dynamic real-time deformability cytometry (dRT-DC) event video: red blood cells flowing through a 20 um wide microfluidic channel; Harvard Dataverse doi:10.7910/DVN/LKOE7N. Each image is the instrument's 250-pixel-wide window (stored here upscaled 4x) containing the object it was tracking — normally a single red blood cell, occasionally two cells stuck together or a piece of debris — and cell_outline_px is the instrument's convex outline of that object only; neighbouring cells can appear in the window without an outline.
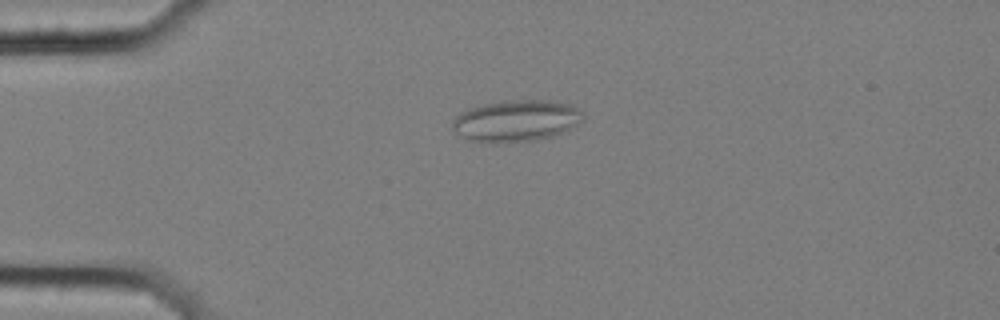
{"species": "common noctule bat (a hibernating species)", "species_latin": "Nyctalus noctula", "temperature_condition": "cold", "stored_images_in_passage": 3, "camera_frame_rate_fps": 3000, "um_per_image_px": 0.085, "animal": {"sex": "female", "body_mass_g": 25.1}, "frame": {"image": 1, "passage_image": 1, "time_ms": 0.0, "image_size_px": [1000, 320], "cell_outline_px": [[584, 120], [556, 136], [536, 140], [496, 144], [492, 144], [468, 140], [460, 136], [452, 128], [452, 120], [460, 112], [468, 108], [484, 104], [512, 100], [548, 100], [568, 104], [584, 112]], "centroid_in_image_um": [43.86, 10.29], "position_along_channel_um": 41.1, "area_um2": 32.08}}